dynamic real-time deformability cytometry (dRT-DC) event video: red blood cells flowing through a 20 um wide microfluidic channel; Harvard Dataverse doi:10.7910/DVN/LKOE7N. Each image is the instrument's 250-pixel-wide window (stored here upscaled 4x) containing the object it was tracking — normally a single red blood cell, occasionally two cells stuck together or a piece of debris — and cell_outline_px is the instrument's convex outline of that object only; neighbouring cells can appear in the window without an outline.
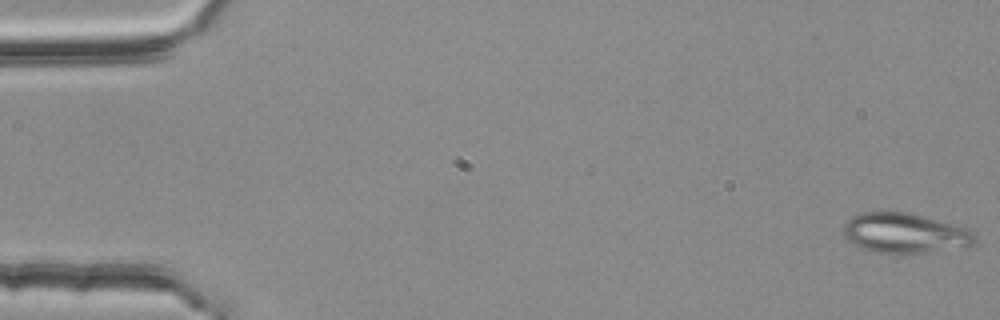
{"species": "common noctule bat (a hibernating species)", "species_latin": "Nyctalus noctula", "temperature_condition": "room temperature", "stored_images_in_passage": 4, "camera_frame_rate_fps": 3000, "um_per_image_px": 0.085, "animal": {"sex": "female", "body_mass_g": 25.1}, "frame": {"image": 1, "passage_image": 1, "time_ms": 0.0, "image_size_px": [1000, 320], "cell_outline_px": [[976, 244], [968, 248], [928, 252], [876, 252], [864, 248], [848, 240], [844, 236], [844, 224], [852, 216], [864, 212], [908, 212], [952, 224], [964, 228], [972, 232], [976, 236]], "centroid_in_image_um": [76.97, 19.82], "position_along_channel_um": 8.0, "area_um2": 30.29}}